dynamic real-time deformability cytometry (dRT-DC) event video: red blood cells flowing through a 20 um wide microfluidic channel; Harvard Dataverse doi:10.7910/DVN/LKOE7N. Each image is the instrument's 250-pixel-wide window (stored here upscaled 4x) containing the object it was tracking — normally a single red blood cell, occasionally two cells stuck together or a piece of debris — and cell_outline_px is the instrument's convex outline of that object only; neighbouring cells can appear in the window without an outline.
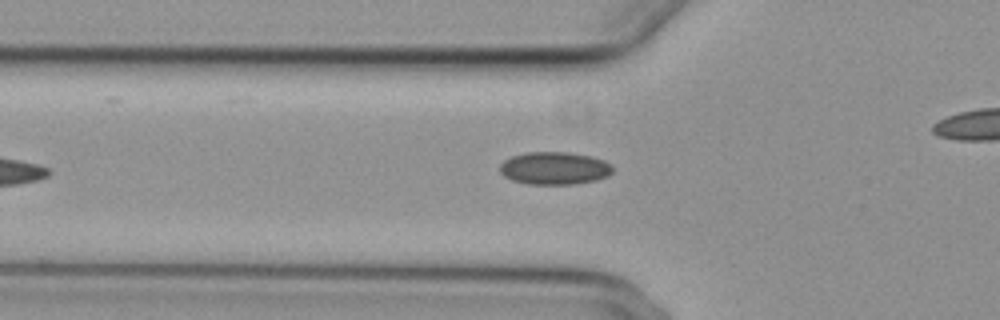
{"species": "common noctule bat (a hibernating species)", "species_latin": "Nyctalus noctula", "temperature_condition": "cold", "stored_images_in_passage": 10, "camera_frame_rate_fps": 3000, "um_per_image_px": 0.085, "animal": {"sex": "female", "body_mass_g": 29.2, "forearm_length_mm": 56.3}, "frame": {"image": 1, "passage_image": 2, "time_ms": 0.333, "image_size_px": [1000, 320], "cell_outline_px": [[612, 172], [608, 176], [596, 180], [576, 184], [528, 184], [512, 180], [504, 176], [500, 172], [500, 164], [504, 160], [512, 156], [528, 152], [568, 152], [592, 156], [604, 160], [612, 164]], "centroid_in_image_um": [47.15, 14.3], "position_along_channel_um": 78.7, "area_um2": 21.62}}